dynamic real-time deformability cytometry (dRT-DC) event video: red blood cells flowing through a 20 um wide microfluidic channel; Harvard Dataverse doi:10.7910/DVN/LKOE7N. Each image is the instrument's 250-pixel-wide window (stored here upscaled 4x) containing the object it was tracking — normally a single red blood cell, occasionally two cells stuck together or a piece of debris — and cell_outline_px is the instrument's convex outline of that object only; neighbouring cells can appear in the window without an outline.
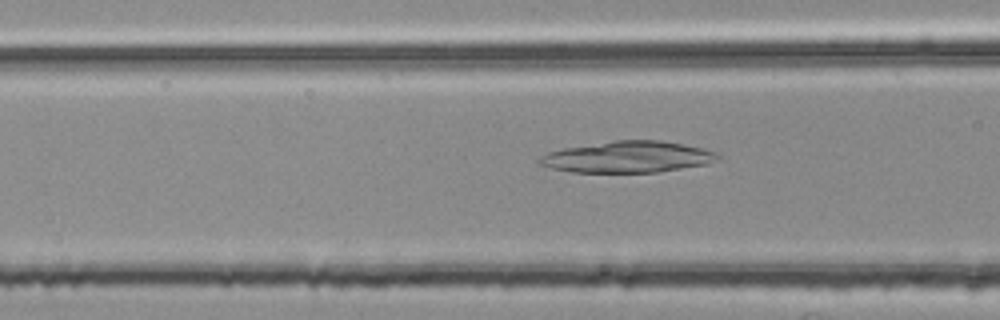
{"species": "common noctule bat (a hibernating species)", "species_latin": "Nyctalus noctula", "temperature_condition": "room temperature", "stored_images_in_passage": 7, "camera_frame_rate_fps": 3000, "um_per_image_px": 0.085, "animal": {"sex": "female", "body_mass_g": 25.1}, "frame": {"image": 1, "passage_image": 5, "time_ms": 1.333, "image_size_px": [1000, 320], "cell_outline_px": [[720, 156], [716, 160], [704, 164], [656, 172], [572, 172], [552, 168], [540, 164], [536, 160], [540, 156], [548, 152], [564, 148], [612, 140], [660, 140], [684, 144], [704, 148], [716, 152]], "centroid_in_image_um": [53.33, 13.33], "position_along_channel_um": 113.3, "area_um2": 32.43}}